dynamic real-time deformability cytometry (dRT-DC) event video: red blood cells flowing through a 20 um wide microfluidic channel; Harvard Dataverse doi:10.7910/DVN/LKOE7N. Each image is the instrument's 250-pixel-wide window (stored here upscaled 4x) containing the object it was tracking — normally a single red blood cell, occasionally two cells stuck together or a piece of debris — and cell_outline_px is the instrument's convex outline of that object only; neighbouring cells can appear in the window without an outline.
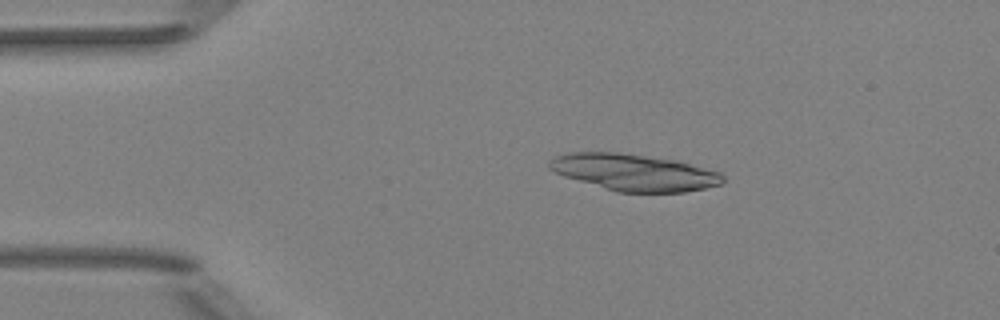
{"species": "Egyptian fruit bat (a non-hibernating species)", "species_latin": "Rousettus aegyptiacus", "temperature_condition": "room temperature", "stored_images_in_passage": 4, "camera_frame_rate_fps": 3000, "um_per_image_px": 0.085, "animal": {"sex": "female"}, "frame": {"image": 1, "passage_image": 3, "time_ms": 2.333, "image_size_px": [1000, 320], "cell_outline_px": [[724, 180], [720, 184], [704, 188], [684, 192], [616, 192], [564, 176], [548, 168], [548, 160], [556, 156], [568, 152], [620, 152], [676, 160], [720, 172], [724, 176]], "centroid_in_image_um": [53.87, 14.64], "position_along_channel_um": 31.1, "area_um2": 37.05}}